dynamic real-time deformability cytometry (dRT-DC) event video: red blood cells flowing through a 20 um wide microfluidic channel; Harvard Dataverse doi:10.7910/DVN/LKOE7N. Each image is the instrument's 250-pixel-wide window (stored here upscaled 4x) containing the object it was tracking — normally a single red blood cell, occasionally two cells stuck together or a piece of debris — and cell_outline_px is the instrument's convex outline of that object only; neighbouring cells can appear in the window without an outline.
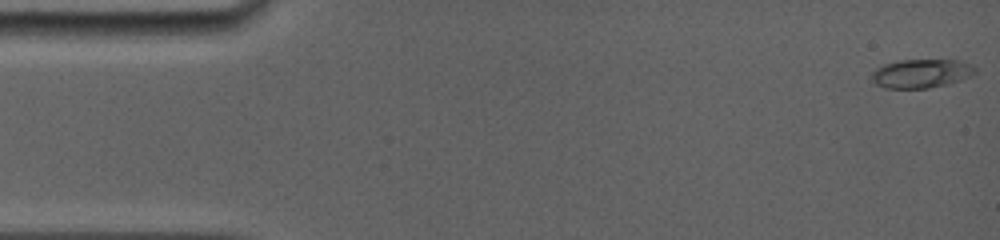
{"species": "common noctule bat (a hibernating species)", "species_latin": "Nyctalus noctula", "temperature_condition": "room temperature", "stored_images_in_passage": 36, "camera_frame_rate_fps": 5000, "um_per_image_px": 0.085, "animal": {"sex": "female", "body_mass_g": 19.0, "forearm_length_mm": 56.7}, "frame": {"image": 1, "passage_image": 1, "time_ms": 0.0, "image_size_px": [1000, 240], "cell_outline_px": [[976, 72], [972, 76], [948, 84], [928, 88], [884, 88], [876, 84], [872, 80], [872, 72], [876, 68], [884, 64], [896, 60], [960, 60], [976, 68]], "centroid_in_image_um": [78.3, 6.24], "position_along_channel_um": 6.7, "area_um2": 17.4}}
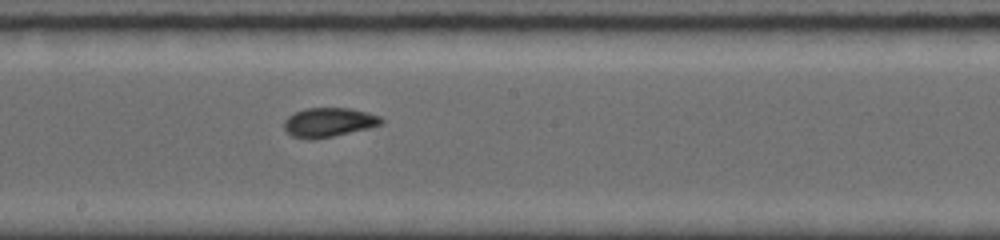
{"frame": {"image": 2, "passage_image": 20, "time_ms": 8.6, "image_size_px": [1000, 240], "cell_outline_px": [[384, 124], [368, 128], [332, 136], [312, 140], [308, 140], [292, 136], [284, 128], [284, 120], [292, 112], [308, 108], [352, 108], [368, 112], [380, 116], [384, 120]], "centroid_in_image_um": [27.95, 10.39], "position_along_channel_um": 220.3, "area_um2": 16.7}}
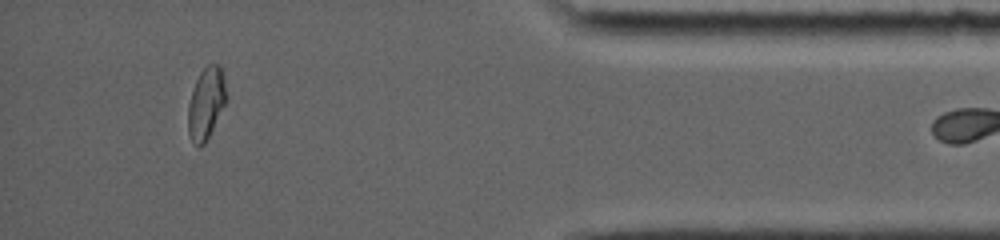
{"frame": {"image": 3, "passage_image": 35, "time_ms": 14.4, "image_size_px": [1000, 240], "cell_outline_px": [[228, 100], [204, 144], [200, 148], [192, 140], [188, 132], [188, 104], [196, 80], [200, 72], [208, 64], [220, 64], [224, 76]], "centroid_in_image_um": [17.55, 8.75], "position_along_channel_um": 417.7, "area_um2": 16.07}}